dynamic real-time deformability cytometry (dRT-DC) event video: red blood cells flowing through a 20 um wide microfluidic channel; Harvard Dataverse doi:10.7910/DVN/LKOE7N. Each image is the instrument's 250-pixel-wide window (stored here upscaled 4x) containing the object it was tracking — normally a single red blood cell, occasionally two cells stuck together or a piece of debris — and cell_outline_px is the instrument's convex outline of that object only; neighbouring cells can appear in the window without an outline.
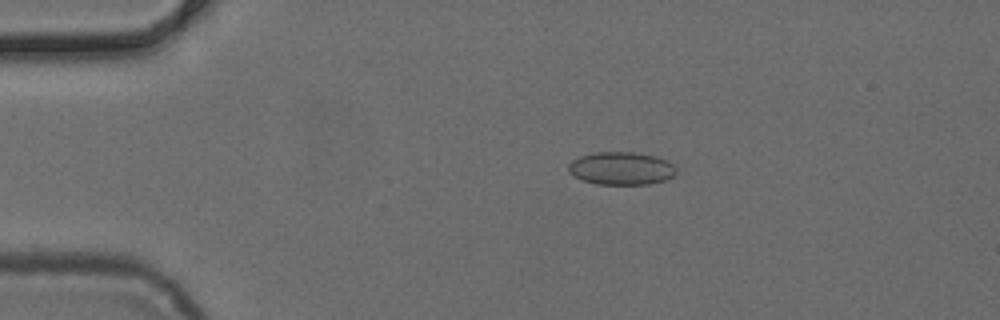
{"species": "common noctule bat (a hibernating species)", "species_latin": "Nyctalus noctula", "temperature_condition": "cold", "stored_images_in_passage": 49, "camera_frame_rate_fps": 3000, "um_per_image_px": 0.085, "animal": {"sex": "female", "body_mass_g": 24.6, "forearm_length_mm": 56.2}, "frame": {"image": 1, "passage_image": 8, "time_ms": 2.333, "image_size_px": [1000, 320], "cell_outline_px": [[676, 172], [672, 176], [664, 180], [648, 184], [596, 184], [584, 180], [568, 172], [568, 164], [572, 160], [580, 156], [592, 152], [632, 152], [656, 156], [672, 164], [676, 168]], "centroid_in_image_um": [52.78, 14.3], "position_along_channel_um": 32.2, "area_um2": 20.52}}
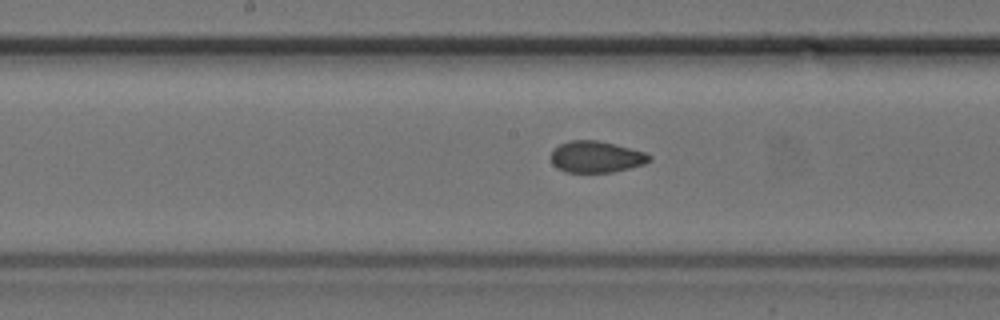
{"frame": {"image": 2, "passage_image": 24, "time_ms": 7.667, "image_size_px": [1000, 320], "cell_outline_px": [[652, 160], [644, 164], [612, 172], [564, 172], [556, 168], [552, 164], [552, 152], [560, 144], [568, 140], [596, 140], [644, 152], [652, 156]], "centroid_in_image_um": [50.66, 13.34], "position_along_channel_um": 197.5, "area_um2": 17.86}}
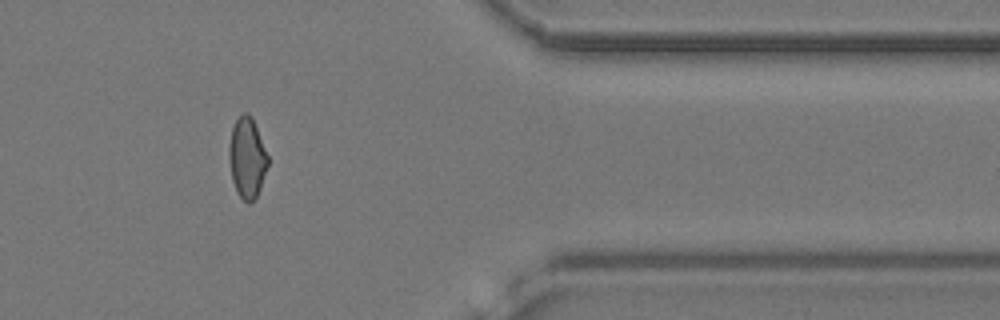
{"frame": {"image": 3, "passage_image": 40, "time_ms": 13.0, "image_size_px": [1000, 320], "cell_outline_px": [[268, 164], [260, 188], [256, 196], [248, 204], [236, 192], [232, 180], [228, 156], [228, 148], [232, 128], [236, 120], [244, 112], [248, 112], [252, 116], [268, 156]], "centroid_in_image_um": [20.99, 13.4], "position_along_channel_um": 390.4, "area_um2": 18.15}}